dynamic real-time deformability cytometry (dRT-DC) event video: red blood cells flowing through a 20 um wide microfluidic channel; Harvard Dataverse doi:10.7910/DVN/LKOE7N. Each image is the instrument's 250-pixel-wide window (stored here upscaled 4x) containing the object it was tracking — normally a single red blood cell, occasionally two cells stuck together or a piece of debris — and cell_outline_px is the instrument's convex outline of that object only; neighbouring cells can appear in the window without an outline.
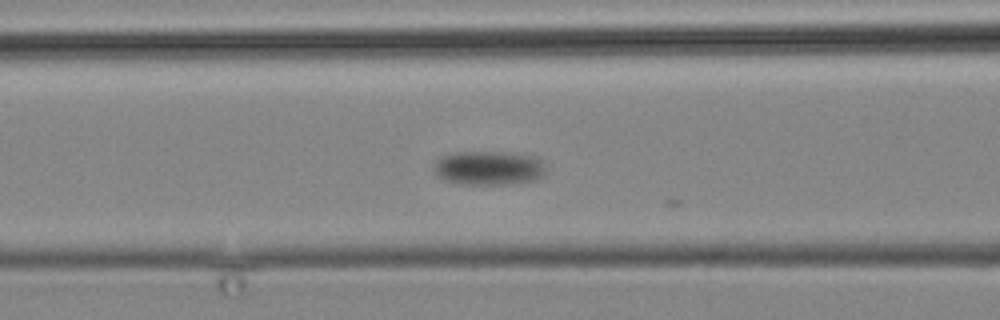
{"species": "common noctule bat (a hibernating species)", "species_latin": "Nyctalus noctula", "temperature_condition": "cold", "stored_images_in_passage": 6, "camera_frame_rate_fps": 3000, "um_per_image_px": 0.085, "animal": {"sex": "male", "body_mass_g": 19.2, "forearm_length_mm": 51.8}, "frame": {"image": 1, "passage_image": 6, "time_ms": 5.667, "image_size_px": [1000, 320], "cell_outline_px": [[544, 172], [536, 180], [508, 184], [460, 184], [436, 176], [436, 160], [440, 156], [452, 152], [512, 152], [532, 156], [540, 160], [544, 168]], "centroid_in_image_um": [41.52, 14.27], "position_along_channel_um": 125.1, "area_um2": 22.08}}